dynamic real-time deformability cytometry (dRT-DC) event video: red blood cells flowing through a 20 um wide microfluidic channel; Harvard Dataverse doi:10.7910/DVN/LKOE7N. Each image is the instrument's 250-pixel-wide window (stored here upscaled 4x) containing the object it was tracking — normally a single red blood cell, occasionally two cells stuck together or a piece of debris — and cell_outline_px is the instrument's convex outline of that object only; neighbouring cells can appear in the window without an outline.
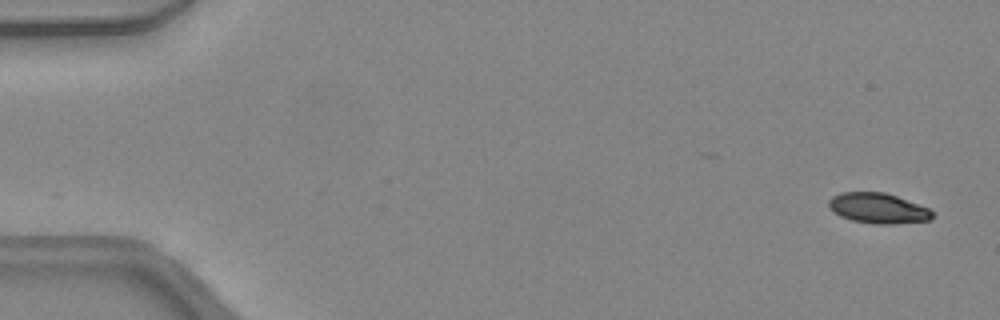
{"species": "common noctule bat (a hibernating species)", "species_latin": "Nyctalus noctula", "temperature_condition": "warm", "stored_images_in_passage": 46, "camera_frame_rate_fps": 3000, "um_per_image_px": 0.085, "animal": {"sex": "female", "body_mass_g": 24.6, "forearm_length_mm": 56.2}, "frame": {"image": 1, "passage_image": 1, "time_ms": 0.0, "image_size_px": [1000, 320], "cell_outline_px": [[932, 220], [892, 224], [876, 224], [852, 220], [840, 216], [832, 212], [828, 208], [828, 200], [832, 196], [840, 192], [884, 192], [896, 196], [928, 208], [932, 212]], "centroid_in_image_um": [74.58, 17.7], "position_along_channel_um": 10.4, "area_um2": 18.32}}
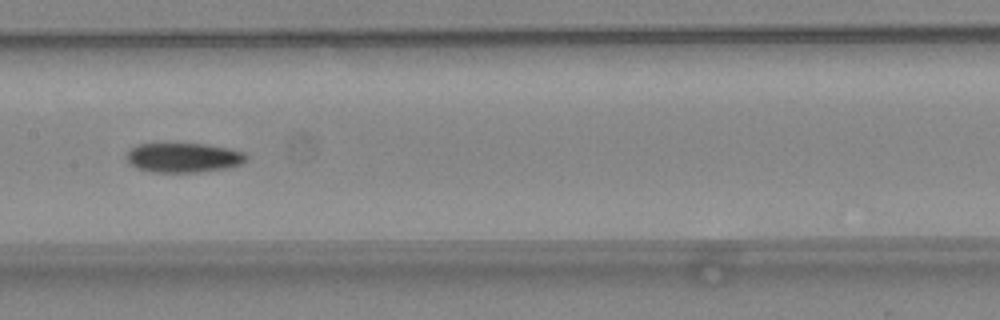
{"frame": {"image": 2, "passage_image": 23, "time_ms": 7.333, "image_size_px": [1000, 320], "cell_outline_px": [[248, 156], [240, 164], [228, 168], [200, 172], [152, 172], [140, 168], [132, 164], [128, 160], [128, 152], [136, 144], [204, 144], [228, 148], [244, 152]], "centroid_in_image_um": [15.64, 13.4], "position_along_channel_um": 191.8, "area_um2": 20.29}}
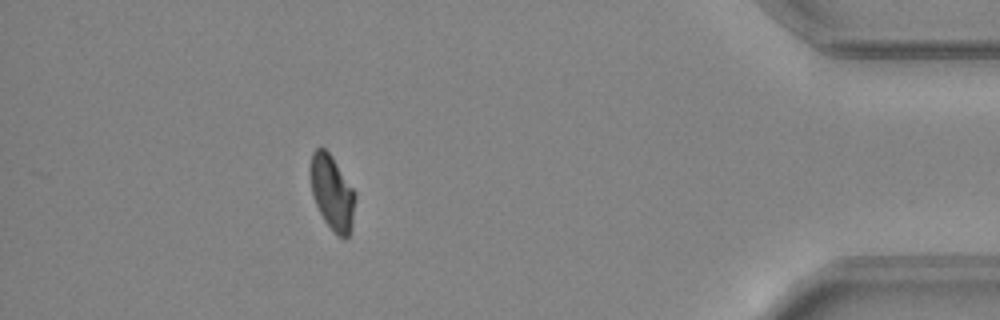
{"frame": {"image": 3, "passage_image": 41, "time_ms": 13.333, "image_size_px": [1000, 320], "cell_outline_px": [[356, 196], [352, 228], [348, 236], [344, 240], [324, 220], [316, 204], [312, 192], [308, 168], [312, 152], [316, 148], [324, 148], [332, 156], [356, 192]], "centroid_in_image_um": [28.23, 16.33], "position_along_channel_um": 407.0, "area_um2": 19.65}, "authors_computed_cell_mechanics": {"area_um2": 20.2878, "velocity_mm_per_s": 4.4424, "shape_relaxation_time_tau1_ms": 11.3957, "shape_relaxation_time_tau2_ms": 9.3696, "deformation_change_tau1": 0.2403, "deformation_change_tau2": 0.1509}}